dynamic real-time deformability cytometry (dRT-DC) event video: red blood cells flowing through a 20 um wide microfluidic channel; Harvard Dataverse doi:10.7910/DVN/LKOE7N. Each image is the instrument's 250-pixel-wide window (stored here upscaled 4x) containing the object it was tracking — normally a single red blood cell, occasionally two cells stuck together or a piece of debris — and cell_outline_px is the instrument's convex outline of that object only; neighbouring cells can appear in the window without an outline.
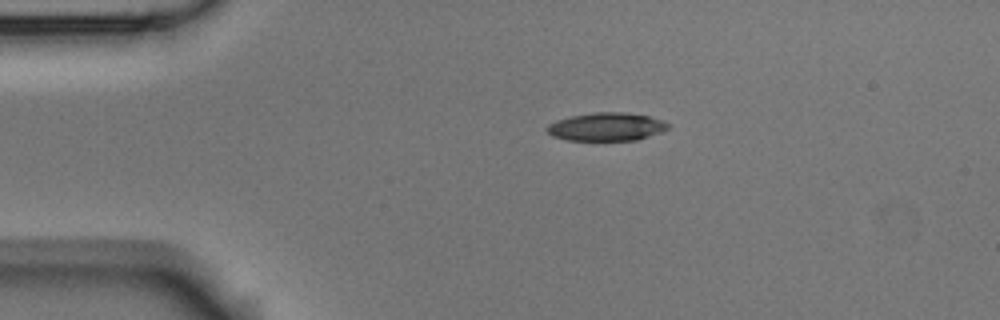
{"species": "Egyptian fruit bat (a non-hibernating species)", "species_latin": "Rousettus aegyptiacus", "temperature_condition": "room temperature", "stored_images_in_passage": 3, "camera_frame_rate_fps": 3000, "um_per_image_px": 0.085, "animal": {"sex": "male"}, "frame": {"image": 1, "passage_image": 2, "time_ms": 1.333, "image_size_px": [1000, 320], "cell_outline_px": [[672, 124], [668, 128], [660, 132], [636, 140], [568, 140], [552, 136], [544, 128], [548, 124], [556, 120], [572, 116], [596, 112], [624, 112], [648, 116], [664, 120]], "centroid_in_image_um": [51.55, 10.77], "position_along_channel_um": 33.4, "area_um2": 19.88}}